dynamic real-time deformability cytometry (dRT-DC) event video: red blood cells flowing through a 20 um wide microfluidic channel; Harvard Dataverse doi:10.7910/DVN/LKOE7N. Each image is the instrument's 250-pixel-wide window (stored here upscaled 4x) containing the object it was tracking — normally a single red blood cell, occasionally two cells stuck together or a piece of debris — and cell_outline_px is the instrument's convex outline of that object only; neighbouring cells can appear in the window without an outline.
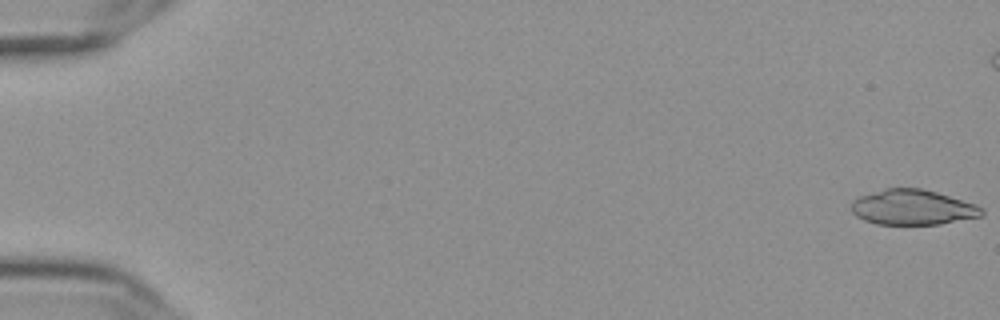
{"species": "Egyptian fruit bat (a non-hibernating species)", "species_latin": "Rousettus aegyptiacus", "temperature_condition": "cold", "stored_images_in_passage": 20, "camera_frame_rate_fps": 3000, "um_per_image_px": 0.085, "frame": {"image": 1, "passage_image": 1, "time_ms": 0.0, "image_size_px": [1000, 320], "cell_outline_px": [[984, 212], [980, 216], [940, 224], [876, 224], [864, 220], [856, 216], [852, 212], [852, 200], [860, 196], [884, 188], [920, 188], [936, 192], [976, 204], [984, 208]], "centroid_in_image_um": [77.57, 17.62], "position_along_channel_um": 7.4, "area_um2": 26.65}}